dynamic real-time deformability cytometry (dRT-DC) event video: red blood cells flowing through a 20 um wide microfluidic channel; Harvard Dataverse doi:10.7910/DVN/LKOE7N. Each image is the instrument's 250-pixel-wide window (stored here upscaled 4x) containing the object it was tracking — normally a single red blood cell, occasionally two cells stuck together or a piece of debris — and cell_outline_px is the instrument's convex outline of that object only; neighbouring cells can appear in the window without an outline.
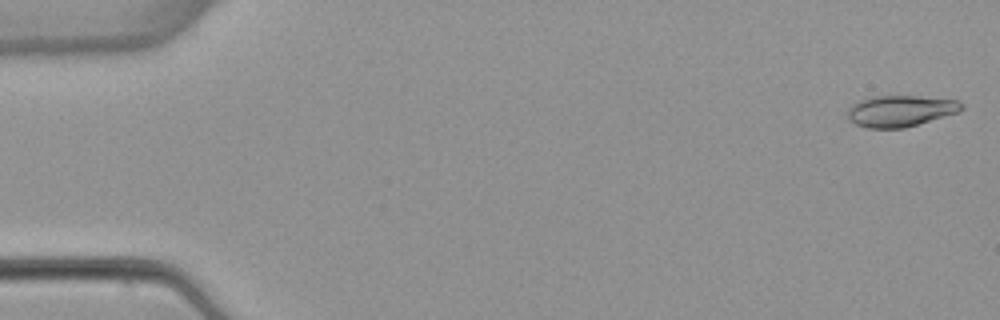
{"species": "common noctule bat (a hibernating species)", "species_latin": "Nyctalus noctula", "temperature_condition": "warm", "stored_images_in_passage": 4, "camera_frame_rate_fps": 3000, "um_per_image_px": 0.085, "animal": {"sex": "female", "body_mass_g": 22.7, "forearm_length_mm": 54.2}, "frame": {"image": 1, "passage_image": 1, "time_ms": 0.0, "image_size_px": [1000, 320], "cell_outline_px": [[964, 108], [960, 112], [904, 128], [868, 128], [856, 124], [848, 120], [848, 108], [852, 104], [860, 100], [872, 96], [920, 96], [956, 100], [964, 104]], "centroid_in_image_um": [76.54, 9.43], "position_along_channel_um": 8.5, "area_um2": 20.87}}
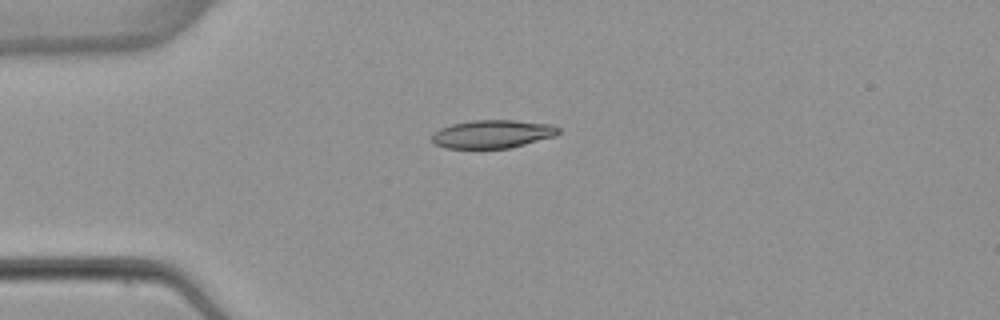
{"frame": {"image": 2, "passage_image": 4, "time_ms": 4.0, "image_size_px": [1000, 320], "cell_outline_px": [[560, 132], [556, 136], [508, 148], [444, 148], [436, 144], [432, 140], [432, 132], [440, 128], [452, 124], [472, 120], [516, 120], [552, 124], [560, 128]], "centroid_in_image_um": [41.87, 11.38], "position_along_channel_um": 43.1, "area_um2": 20.87}}